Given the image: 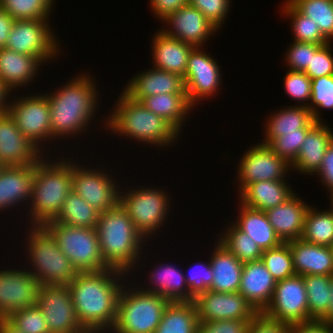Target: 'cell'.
Here are the masks:
<instances>
[{
    "instance_id": "obj_1",
    "label": "cell",
    "mask_w": 333,
    "mask_h": 333,
    "mask_svg": "<svg viewBox=\"0 0 333 333\" xmlns=\"http://www.w3.org/2000/svg\"><path fill=\"white\" fill-rule=\"evenodd\" d=\"M126 275L113 268L76 274L68 287L82 327L106 331L112 329L117 317L118 297L123 287L119 281Z\"/></svg>"
},
{
    "instance_id": "obj_2",
    "label": "cell",
    "mask_w": 333,
    "mask_h": 333,
    "mask_svg": "<svg viewBox=\"0 0 333 333\" xmlns=\"http://www.w3.org/2000/svg\"><path fill=\"white\" fill-rule=\"evenodd\" d=\"M69 82L53 94L45 93L50 105L52 139L84 133L98 108V91L91 75L80 74Z\"/></svg>"
},
{
    "instance_id": "obj_3",
    "label": "cell",
    "mask_w": 333,
    "mask_h": 333,
    "mask_svg": "<svg viewBox=\"0 0 333 333\" xmlns=\"http://www.w3.org/2000/svg\"><path fill=\"white\" fill-rule=\"evenodd\" d=\"M95 229L104 265L131 274L135 264L140 262V255H143L141 249L145 239L136 230L126 210L118 203L114 208L99 213Z\"/></svg>"
},
{
    "instance_id": "obj_4",
    "label": "cell",
    "mask_w": 333,
    "mask_h": 333,
    "mask_svg": "<svg viewBox=\"0 0 333 333\" xmlns=\"http://www.w3.org/2000/svg\"><path fill=\"white\" fill-rule=\"evenodd\" d=\"M58 159L50 163L51 161L48 162L43 157L35 164V177L29 201L30 212L28 211L32 226H45L54 221L67 195L72 191V162L70 159Z\"/></svg>"
},
{
    "instance_id": "obj_5",
    "label": "cell",
    "mask_w": 333,
    "mask_h": 333,
    "mask_svg": "<svg viewBox=\"0 0 333 333\" xmlns=\"http://www.w3.org/2000/svg\"><path fill=\"white\" fill-rule=\"evenodd\" d=\"M114 110L106 117L105 127L115 134L156 145L171 146L180 133L165 119L154 114L141 102L121 93ZM179 133V134H178Z\"/></svg>"
},
{
    "instance_id": "obj_6",
    "label": "cell",
    "mask_w": 333,
    "mask_h": 333,
    "mask_svg": "<svg viewBox=\"0 0 333 333\" xmlns=\"http://www.w3.org/2000/svg\"><path fill=\"white\" fill-rule=\"evenodd\" d=\"M30 229L26 252L33 268L28 271L40 285H68L78 272L58 247L55 237L45 226Z\"/></svg>"
},
{
    "instance_id": "obj_7",
    "label": "cell",
    "mask_w": 333,
    "mask_h": 333,
    "mask_svg": "<svg viewBox=\"0 0 333 333\" xmlns=\"http://www.w3.org/2000/svg\"><path fill=\"white\" fill-rule=\"evenodd\" d=\"M123 285L117 305L113 333H155L164 310L170 303L166 298Z\"/></svg>"
},
{
    "instance_id": "obj_8",
    "label": "cell",
    "mask_w": 333,
    "mask_h": 333,
    "mask_svg": "<svg viewBox=\"0 0 333 333\" xmlns=\"http://www.w3.org/2000/svg\"><path fill=\"white\" fill-rule=\"evenodd\" d=\"M45 227L77 272L104 270V259L95 228H82L51 221Z\"/></svg>"
},
{
    "instance_id": "obj_9",
    "label": "cell",
    "mask_w": 333,
    "mask_h": 333,
    "mask_svg": "<svg viewBox=\"0 0 333 333\" xmlns=\"http://www.w3.org/2000/svg\"><path fill=\"white\" fill-rule=\"evenodd\" d=\"M119 191V203L132 219L136 230L145 238L164 226L170 207L166 191L152 188ZM126 193V194H125Z\"/></svg>"
},
{
    "instance_id": "obj_10",
    "label": "cell",
    "mask_w": 333,
    "mask_h": 333,
    "mask_svg": "<svg viewBox=\"0 0 333 333\" xmlns=\"http://www.w3.org/2000/svg\"><path fill=\"white\" fill-rule=\"evenodd\" d=\"M57 41L48 20H15L5 48L37 57L46 64L60 55Z\"/></svg>"
},
{
    "instance_id": "obj_11",
    "label": "cell",
    "mask_w": 333,
    "mask_h": 333,
    "mask_svg": "<svg viewBox=\"0 0 333 333\" xmlns=\"http://www.w3.org/2000/svg\"><path fill=\"white\" fill-rule=\"evenodd\" d=\"M8 113L14 119L17 128L41 151V142L52 139L50 105L47 96H21L12 99ZM41 144V145H40ZM40 145V146H39Z\"/></svg>"
},
{
    "instance_id": "obj_12",
    "label": "cell",
    "mask_w": 333,
    "mask_h": 333,
    "mask_svg": "<svg viewBox=\"0 0 333 333\" xmlns=\"http://www.w3.org/2000/svg\"><path fill=\"white\" fill-rule=\"evenodd\" d=\"M262 313L287 324L308 322L309 309L303 276L295 274L277 281L272 299Z\"/></svg>"
},
{
    "instance_id": "obj_13",
    "label": "cell",
    "mask_w": 333,
    "mask_h": 333,
    "mask_svg": "<svg viewBox=\"0 0 333 333\" xmlns=\"http://www.w3.org/2000/svg\"><path fill=\"white\" fill-rule=\"evenodd\" d=\"M36 305L45 317L49 333H74L83 328L68 285H40Z\"/></svg>"
},
{
    "instance_id": "obj_14",
    "label": "cell",
    "mask_w": 333,
    "mask_h": 333,
    "mask_svg": "<svg viewBox=\"0 0 333 333\" xmlns=\"http://www.w3.org/2000/svg\"><path fill=\"white\" fill-rule=\"evenodd\" d=\"M112 178L103 169H87L72 161V190L99 213L119 203L120 186L117 187L116 180Z\"/></svg>"
},
{
    "instance_id": "obj_15",
    "label": "cell",
    "mask_w": 333,
    "mask_h": 333,
    "mask_svg": "<svg viewBox=\"0 0 333 333\" xmlns=\"http://www.w3.org/2000/svg\"><path fill=\"white\" fill-rule=\"evenodd\" d=\"M195 47L189 54L184 74L188 101L194 107L196 102L215 95L220 89L221 70L215 58Z\"/></svg>"
},
{
    "instance_id": "obj_16",
    "label": "cell",
    "mask_w": 333,
    "mask_h": 333,
    "mask_svg": "<svg viewBox=\"0 0 333 333\" xmlns=\"http://www.w3.org/2000/svg\"><path fill=\"white\" fill-rule=\"evenodd\" d=\"M238 166L239 192L249 183L263 180H286L291 165L268 145L257 143L247 150Z\"/></svg>"
},
{
    "instance_id": "obj_17",
    "label": "cell",
    "mask_w": 333,
    "mask_h": 333,
    "mask_svg": "<svg viewBox=\"0 0 333 333\" xmlns=\"http://www.w3.org/2000/svg\"><path fill=\"white\" fill-rule=\"evenodd\" d=\"M40 284L28 269L0 270V318L37 304Z\"/></svg>"
},
{
    "instance_id": "obj_18",
    "label": "cell",
    "mask_w": 333,
    "mask_h": 333,
    "mask_svg": "<svg viewBox=\"0 0 333 333\" xmlns=\"http://www.w3.org/2000/svg\"><path fill=\"white\" fill-rule=\"evenodd\" d=\"M199 321L251 320L258 312L239 292L208 290L195 300Z\"/></svg>"
},
{
    "instance_id": "obj_19",
    "label": "cell",
    "mask_w": 333,
    "mask_h": 333,
    "mask_svg": "<svg viewBox=\"0 0 333 333\" xmlns=\"http://www.w3.org/2000/svg\"><path fill=\"white\" fill-rule=\"evenodd\" d=\"M42 156H45L43 152L17 128L9 113L0 115V164L2 166L35 165Z\"/></svg>"
},
{
    "instance_id": "obj_20",
    "label": "cell",
    "mask_w": 333,
    "mask_h": 333,
    "mask_svg": "<svg viewBox=\"0 0 333 333\" xmlns=\"http://www.w3.org/2000/svg\"><path fill=\"white\" fill-rule=\"evenodd\" d=\"M162 20L167 23L166 25H170L172 30L165 27V30L163 28L160 31L184 43L191 44L193 47L201 48L209 39V35L214 36L218 30L197 8L190 4L167 15Z\"/></svg>"
},
{
    "instance_id": "obj_21",
    "label": "cell",
    "mask_w": 333,
    "mask_h": 333,
    "mask_svg": "<svg viewBox=\"0 0 333 333\" xmlns=\"http://www.w3.org/2000/svg\"><path fill=\"white\" fill-rule=\"evenodd\" d=\"M123 92L139 102L156 94L186 93L183 77L155 67L134 75Z\"/></svg>"
},
{
    "instance_id": "obj_22",
    "label": "cell",
    "mask_w": 333,
    "mask_h": 333,
    "mask_svg": "<svg viewBox=\"0 0 333 333\" xmlns=\"http://www.w3.org/2000/svg\"><path fill=\"white\" fill-rule=\"evenodd\" d=\"M275 287L276 281L261 259L244 263L238 292L258 313L269 305Z\"/></svg>"
},
{
    "instance_id": "obj_23",
    "label": "cell",
    "mask_w": 333,
    "mask_h": 333,
    "mask_svg": "<svg viewBox=\"0 0 333 333\" xmlns=\"http://www.w3.org/2000/svg\"><path fill=\"white\" fill-rule=\"evenodd\" d=\"M310 205L294 193L288 200L265 211L275 234L282 243L300 239Z\"/></svg>"
},
{
    "instance_id": "obj_24",
    "label": "cell",
    "mask_w": 333,
    "mask_h": 333,
    "mask_svg": "<svg viewBox=\"0 0 333 333\" xmlns=\"http://www.w3.org/2000/svg\"><path fill=\"white\" fill-rule=\"evenodd\" d=\"M34 177L35 165L3 166L0 169V211L12 209L21 202L25 204L24 200L29 202Z\"/></svg>"
},
{
    "instance_id": "obj_25",
    "label": "cell",
    "mask_w": 333,
    "mask_h": 333,
    "mask_svg": "<svg viewBox=\"0 0 333 333\" xmlns=\"http://www.w3.org/2000/svg\"><path fill=\"white\" fill-rule=\"evenodd\" d=\"M287 243L296 274L333 276V255L330 247L312 244L302 238Z\"/></svg>"
},
{
    "instance_id": "obj_26",
    "label": "cell",
    "mask_w": 333,
    "mask_h": 333,
    "mask_svg": "<svg viewBox=\"0 0 333 333\" xmlns=\"http://www.w3.org/2000/svg\"><path fill=\"white\" fill-rule=\"evenodd\" d=\"M333 141V132L325 123L317 122L308 132L298 157L291 169L301 174L315 175L325 156L327 147ZM314 173V174H313Z\"/></svg>"
},
{
    "instance_id": "obj_27",
    "label": "cell",
    "mask_w": 333,
    "mask_h": 333,
    "mask_svg": "<svg viewBox=\"0 0 333 333\" xmlns=\"http://www.w3.org/2000/svg\"><path fill=\"white\" fill-rule=\"evenodd\" d=\"M152 45L153 67L184 78L189 54L195 47L160 30L154 35Z\"/></svg>"
},
{
    "instance_id": "obj_28",
    "label": "cell",
    "mask_w": 333,
    "mask_h": 333,
    "mask_svg": "<svg viewBox=\"0 0 333 333\" xmlns=\"http://www.w3.org/2000/svg\"><path fill=\"white\" fill-rule=\"evenodd\" d=\"M285 180H263L249 183L240 191V204L267 211L288 200L294 193Z\"/></svg>"
},
{
    "instance_id": "obj_29",
    "label": "cell",
    "mask_w": 333,
    "mask_h": 333,
    "mask_svg": "<svg viewBox=\"0 0 333 333\" xmlns=\"http://www.w3.org/2000/svg\"><path fill=\"white\" fill-rule=\"evenodd\" d=\"M42 64L43 62L37 57L7 48L0 49V79L10 91L16 90L19 86L21 89V86L33 82Z\"/></svg>"
},
{
    "instance_id": "obj_30",
    "label": "cell",
    "mask_w": 333,
    "mask_h": 333,
    "mask_svg": "<svg viewBox=\"0 0 333 333\" xmlns=\"http://www.w3.org/2000/svg\"><path fill=\"white\" fill-rule=\"evenodd\" d=\"M316 123L307 106L280 108L268 118L264 133L266 138L261 143L268 145L274 138L283 134L307 133Z\"/></svg>"
},
{
    "instance_id": "obj_31",
    "label": "cell",
    "mask_w": 333,
    "mask_h": 333,
    "mask_svg": "<svg viewBox=\"0 0 333 333\" xmlns=\"http://www.w3.org/2000/svg\"><path fill=\"white\" fill-rule=\"evenodd\" d=\"M212 252L210 264L213 281L209 290L223 293L238 292L244 264L218 240Z\"/></svg>"
},
{
    "instance_id": "obj_32",
    "label": "cell",
    "mask_w": 333,
    "mask_h": 333,
    "mask_svg": "<svg viewBox=\"0 0 333 333\" xmlns=\"http://www.w3.org/2000/svg\"><path fill=\"white\" fill-rule=\"evenodd\" d=\"M155 268L149 272V282L153 285L146 289L139 287L142 291L158 294L170 302H190L189 288L180 269L169 264H160Z\"/></svg>"
},
{
    "instance_id": "obj_33",
    "label": "cell",
    "mask_w": 333,
    "mask_h": 333,
    "mask_svg": "<svg viewBox=\"0 0 333 333\" xmlns=\"http://www.w3.org/2000/svg\"><path fill=\"white\" fill-rule=\"evenodd\" d=\"M241 205L240 215L234 222V224L246 235L251 238L261 249L268 250L279 246L282 242L275 234L272 225L270 224L268 217L264 211L251 209L249 207Z\"/></svg>"
},
{
    "instance_id": "obj_34",
    "label": "cell",
    "mask_w": 333,
    "mask_h": 333,
    "mask_svg": "<svg viewBox=\"0 0 333 333\" xmlns=\"http://www.w3.org/2000/svg\"><path fill=\"white\" fill-rule=\"evenodd\" d=\"M147 109L169 122L178 132L183 128L192 105L186 93L156 94L140 101ZM183 123V124H182Z\"/></svg>"
},
{
    "instance_id": "obj_35",
    "label": "cell",
    "mask_w": 333,
    "mask_h": 333,
    "mask_svg": "<svg viewBox=\"0 0 333 333\" xmlns=\"http://www.w3.org/2000/svg\"><path fill=\"white\" fill-rule=\"evenodd\" d=\"M198 313L195 302H170L155 333H197Z\"/></svg>"
},
{
    "instance_id": "obj_36",
    "label": "cell",
    "mask_w": 333,
    "mask_h": 333,
    "mask_svg": "<svg viewBox=\"0 0 333 333\" xmlns=\"http://www.w3.org/2000/svg\"><path fill=\"white\" fill-rule=\"evenodd\" d=\"M99 212L73 190L67 195L54 220L70 226L96 228Z\"/></svg>"
},
{
    "instance_id": "obj_37",
    "label": "cell",
    "mask_w": 333,
    "mask_h": 333,
    "mask_svg": "<svg viewBox=\"0 0 333 333\" xmlns=\"http://www.w3.org/2000/svg\"><path fill=\"white\" fill-rule=\"evenodd\" d=\"M301 238L312 244L330 247L333 243V212H320L310 206L306 212Z\"/></svg>"
},
{
    "instance_id": "obj_38",
    "label": "cell",
    "mask_w": 333,
    "mask_h": 333,
    "mask_svg": "<svg viewBox=\"0 0 333 333\" xmlns=\"http://www.w3.org/2000/svg\"><path fill=\"white\" fill-rule=\"evenodd\" d=\"M331 277L329 275H303L307 292L309 321L321 320L329 310Z\"/></svg>"
},
{
    "instance_id": "obj_39",
    "label": "cell",
    "mask_w": 333,
    "mask_h": 333,
    "mask_svg": "<svg viewBox=\"0 0 333 333\" xmlns=\"http://www.w3.org/2000/svg\"><path fill=\"white\" fill-rule=\"evenodd\" d=\"M229 228V229H228ZM218 241L243 264L261 259L263 250L240 230L234 222L227 227Z\"/></svg>"
},
{
    "instance_id": "obj_40",
    "label": "cell",
    "mask_w": 333,
    "mask_h": 333,
    "mask_svg": "<svg viewBox=\"0 0 333 333\" xmlns=\"http://www.w3.org/2000/svg\"><path fill=\"white\" fill-rule=\"evenodd\" d=\"M301 14L312 19L321 33L333 39V0H288ZM331 39V40H330Z\"/></svg>"
},
{
    "instance_id": "obj_41",
    "label": "cell",
    "mask_w": 333,
    "mask_h": 333,
    "mask_svg": "<svg viewBox=\"0 0 333 333\" xmlns=\"http://www.w3.org/2000/svg\"><path fill=\"white\" fill-rule=\"evenodd\" d=\"M282 8L285 17L288 16L291 19L293 41L318 45L331 42L321 33L318 25L312 19L301 14L288 0H286Z\"/></svg>"
},
{
    "instance_id": "obj_42",
    "label": "cell",
    "mask_w": 333,
    "mask_h": 333,
    "mask_svg": "<svg viewBox=\"0 0 333 333\" xmlns=\"http://www.w3.org/2000/svg\"><path fill=\"white\" fill-rule=\"evenodd\" d=\"M54 0H0V8L15 20H48Z\"/></svg>"
},
{
    "instance_id": "obj_43",
    "label": "cell",
    "mask_w": 333,
    "mask_h": 333,
    "mask_svg": "<svg viewBox=\"0 0 333 333\" xmlns=\"http://www.w3.org/2000/svg\"><path fill=\"white\" fill-rule=\"evenodd\" d=\"M261 261L272 274L276 282L296 274L288 243H281L275 248L264 250Z\"/></svg>"
},
{
    "instance_id": "obj_44",
    "label": "cell",
    "mask_w": 333,
    "mask_h": 333,
    "mask_svg": "<svg viewBox=\"0 0 333 333\" xmlns=\"http://www.w3.org/2000/svg\"><path fill=\"white\" fill-rule=\"evenodd\" d=\"M310 100L312 102L306 103V106L310 109L313 120L322 122L320 108L333 109V75L311 79Z\"/></svg>"
},
{
    "instance_id": "obj_45",
    "label": "cell",
    "mask_w": 333,
    "mask_h": 333,
    "mask_svg": "<svg viewBox=\"0 0 333 333\" xmlns=\"http://www.w3.org/2000/svg\"><path fill=\"white\" fill-rule=\"evenodd\" d=\"M7 319L25 333H49L45 317L37 305L13 311Z\"/></svg>"
},
{
    "instance_id": "obj_46",
    "label": "cell",
    "mask_w": 333,
    "mask_h": 333,
    "mask_svg": "<svg viewBox=\"0 0 333 333\" xmlns=\"http://www.w3.org/2000/svg\"><path fill=\"white\" fill-rule=\"evenodd\" d=\"M189 272V271H188ZM190 292V302L194 301L201 293H205L212 287L213 271L210 261L195 263L188 275H184Z\"/></svg>"
},
{
    "instance_id": "obj_47",
    "label": "cell",
    "mask_w": 333,
    "mask_h": 333,
    "mask_svg": "<svg viewBox=\"0 0 333 333\" xmlns=\"http://www.w3.org/2000/svg\"><path fill=\"white\" fill-rule=\"evenodd\" d=\"M307 133L283 134L274 138L268 146L288 164L292 165L304 143Z\"/></svg>"
},
{
    "instance_id": "obj_48",
    "label": "cell",
    "mask_w": 333,
    "mask_h": 333,
    "mask_svg": "<svg viewBox=\"0 0 333 333\" xmlns=\"http://www.w3.org/2000/svg\"><path fill=\"white\" fill-rule=\"evenodd\" d=\"M315 43L293 41L285 53L288 70L304 72L312 60V55L321 47Z\"/></svg>"
},
{
    "instance_id": "obj_49",
    "label": "cell",
    "mask_w": 333,
    "mask_h": 333,
    "mask_svg": "<svg viewBox=\"0 0 333 333\" xmlns=\"http://www.w3.org/2000/svg\"><path fill=\"white\" fill-rule=\"evenodd\" d=\"M283 84L286 93L291 98L304 103L300 105L306 106V101L311 102V79L304 72L287 71Z\"/></svg>"
},
{
    "instance_id": "obj_50",
    "label": "cell",
    "mask_w": 333,
    "mask_h": 333,
    "mask_svg": "<svg viewBox=\"0 0 333 333\" xmlns=\"http://www.w3.org/2000/svg\"><path fill=\"white\" fill-rule=\"evenodd\" d=\"M230 3L231 0H189V4L197 8L217 29H221L230 10Z\"/></svg>"
},
{
    "instance_id": "obj_51",
    "label": "cell",
    "mask_w": 333,
    "mask_h": 333,
    "mask_svg": "<svg viewBox=\"0 0 333 333\" xmlns=\"http://www.w3.org/2000/svg\"><path fill=\"white\" fill-rule=\"evenodd\" d=\"M330 45V42L322 45L312 55V60L304 71L310 79L333 75V55Z\"/></svg>"
},
{
    "instance_id": "obj_52",
    "label": "cell",
    "mask_w": 333,
    "mask_h": 333,
    "mask_svg": "<svg viewBox=\"0 0 333 333\" xmlns=\"http://www.w3.org/2000/svg\"><path fill=\"white\" fill-rule=\"evenodd\" d=\"M250 320L199 321L197 333H247Z\"/></svg>"
},
{
    "instance_id": "obj_53",
    "label": "cell",
    "mask_w": 333,
    "mask_h": 333,
    "mask_svg": "<svg viewBox=\"0 0 333 333\" xmlns=\"http://www.w3.org/2000/svg\"><path fill=\"white\" fill-rule=\"evenodd\" d=\"M290 324L257 313L249 322L247 333H288Z\"/></svg>"
},
{
    "instance_id": "obj_54",
    "label": "cell",
    "mask_w": 333,
    "mask_h": 333,
    "mask_svg": "<svg viewBox=\"0 0 333 333\" xmlns=\"http://www.w3.org/2000/svg\"><path fill=\"white\" fill-rule=\"evenodd\" d=\"M189 4V0H150V7L160 20Z\"/></svg>"
},
{
    "instance_id": "obj_55",
    "label": "cell",
    "mask_w": 333,
    "mask_h": 333,
    "mask_svg": "<svg viewBox=\"0 0 333 333\" xmlns=\"http://www.w3.org/2000/svg\"><path fill=\"white\" fill-rule=\"evenodd\" d=\"M316 174L319 175V177H321L320 181H322L326 189L329 192L332 191L333 190V141L327 147L325 156L321 163V167Z\"/></svg>"
},
{
    "instance_id": "obj_56",
    "label": "cell",
    "mask_w": 333,
    "mask_h": 333,
    "mask_svg": "<svg viewBox=\"0 0 333 333\" xmlns=\"http://www.w3.org/2000/svg\"><path fill=\"white\" fill-rule=\"evenodd\" d=\"M288 333H333V325L322 320L290 324Z\"/></svg>"
},
{
    "instance_id": "obj_57",
    "label": "cell",
    "mask_w": 333,
    "mask_h": 333,
    "mask_svg": "<svg viewBox=\"0 0 333 333\" xmlns=\"http://www.w3.org/2000/svg\"><path fill=\"white\" fill-rule=\"evenodd\" d=\"M15 19L0 8V49L5 48Z\"/></svg>"
},
{
    "instance_id": "obj_58",
    "label": "cell",
    "mask_w": 333,
    "mask_h": 333,
    "mask_svg": "<svg viewBox=\"0 0 333 333\" xmlns=\"http://www.w3.org/2000/svg\"><path fill=\"white\" fill-rule=\"evenodd\" d=\"M10 93H12V91H10L0 79V115L8 113L9 101H7V97H9Z\"/></svg>"
},
{
    "instance_id": "obj_59",
    "label": "cell",
    "mask_w": 333,
    "mask_h": 333,
    "mask_svg": "<svg viewBox=\"0 0 333 333\" xmlns=\"http://www.w3.org/2000/svg\"><path fill=\"white\" fill-rule=\"evenodd\" d=\"M0 333H25L13 325L7 318H0Z\"/></svg>"
},
{
    "instance_id": "obj_60",
    "label": "cell",
    "mask_w": 333,
    "mask_h": 333,
    "mask_svg": "<svg viewBox=\"0 0 333 333\" xmlns=\"http://www.w3.org/2000/svg\"><path fill=\"white\" fill-rule=\"evenodd\" d=\"M330 295L331 299L328 313L321 320L333 325V276L331 277Z\"/></svg>"
},
{
    "instance_id": "obj_61",
    "label": "cell",
    "mask_w": 333,
    "mask_h": 333,
    "mask_svg": "<svg viewBox=\"0 0 333 333\" xmlns=\"http://www.w3.org/2000/svg\"><path fill=\"white\" fill-rule=\"evenodd\" d=\"M105 330L101 328H85L83 327L79 331H76L74 333H103Z\"/></svg>"
},
{
    "instance_id": "obj_62",
    "label": "cell",
    "mask_w": 333,
    "mask_h": 333,
    "mask_svg": "<svg viewBox=\"0 0 333 333\" xmlns=\"http://www.w3.org/2000/svg\"><path fill=\"white\" fill-rule=\"evenodd\" d=\"M329 194H330V199H331V200H330V201H331V205H330V206H331V208H330V210L333 212V190H332V191H330V193H329Z\"/></svg>"
},
{
    "instance_id": "obj_63",
    "label": "cell",
    "mask_w": 333,
    "mask_h": 333,
    "mask_svg": "<svg viewBox=\"0 0 333 333\" xmlns=\"http://www.w3.org/2000/svg\"><path fill=\"white\" fill-rule=\"evenodd\" d=\"M330 249H331L332 255H333V243L330 245Z\"/></svg>"
}]
</instances>
